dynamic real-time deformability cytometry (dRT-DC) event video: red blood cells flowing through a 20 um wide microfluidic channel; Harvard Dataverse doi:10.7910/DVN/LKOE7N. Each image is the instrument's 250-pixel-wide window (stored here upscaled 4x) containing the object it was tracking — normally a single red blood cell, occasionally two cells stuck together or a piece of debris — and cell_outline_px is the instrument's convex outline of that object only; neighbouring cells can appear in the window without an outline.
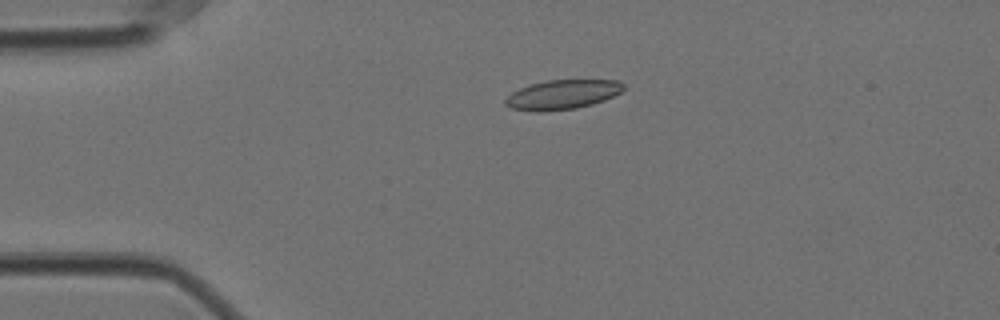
{"species": "Egyptian fruit bat (a non-hibernating species)", "species_latin": "Rousettus aegyptiacus", "temperature_condition": "cold", "stored_images_in_passage": 10, "camera_frame_rate_fps": 3000, "um_per_image_px": 0.085, "animal": {"sex": "female"}, "frame": {"image": 1, "passage_image": 6, "time_ms": 1.667, "image_size_px": [1000, 320], "cell_outline_px": [[624, 88], [620, 92], [604, 100], [592, 104], [576, 108], [540, 112], [536, 112], [512, 108], [504, 104], [504, 100], [512, 92], [520, 88], [532, 84], [548, 80], [620, 80], [624, 84]], "centroid_in_image_um": [47.8, 8.04], "position_along_channel_um": 37.2, "area_um2": 20.17}}